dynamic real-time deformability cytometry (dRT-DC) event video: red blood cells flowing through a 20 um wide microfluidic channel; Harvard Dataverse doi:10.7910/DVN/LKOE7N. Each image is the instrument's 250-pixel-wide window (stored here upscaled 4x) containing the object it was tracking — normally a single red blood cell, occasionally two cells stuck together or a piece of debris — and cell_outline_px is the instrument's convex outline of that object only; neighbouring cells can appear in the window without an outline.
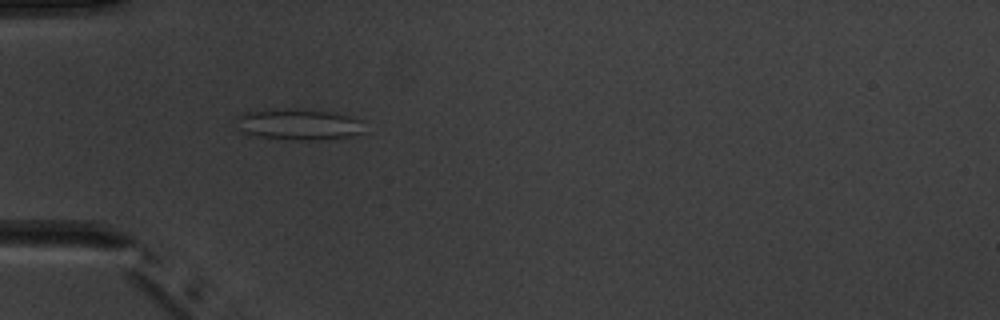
{"species": "common noctule bat (a hibernating species)", "species_latin": "Nyctalus noctula", "temperature_condition": "warm", "stored_images_in_passage": 7, "camera_frame_rate_fps": 3000, "um_per_image_px": 0.085, "animal": {"sex": "male", "body_mass_g": 20.1, "forearm_length_mm": 53.5}, "frame": {"image": 1, "passage_image": 3, "time_ms": 2.333, "image_size_px": [1000, 320], "cell_outline_px": [[364, 120], [360, 132], [348, 136], [312, 140], [300, 140], [256, 136], [244, 132], [240, 128], [236, 116], [244, 112], [328, 112], [348, 116]], "centroid_in_image_um": [25.41, 10.63], "position_along_channel_um": 59.6, "area_um2": 21.39}}
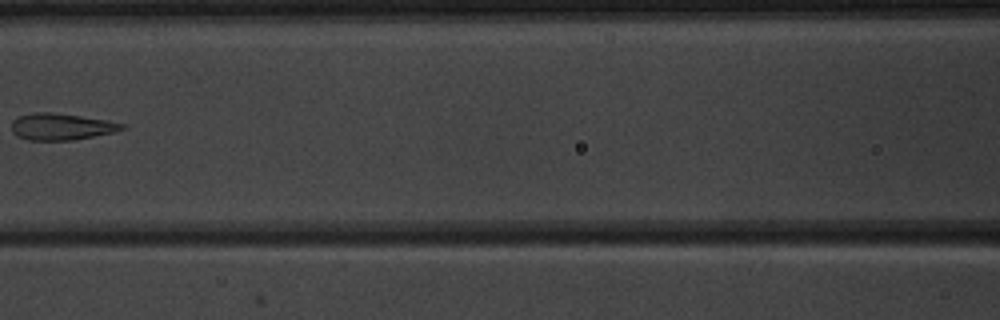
{"frame": {"image": 2, "passage_image": 5, "time_ms": 5.0, "image_size_px": [1000, 320], "cell_outline_px": [[128, 128], [116, 132], [76, 140], [28, 140], [16, 136], [12, 132], [12, 120], [20, 116], [32, 112], [52, 112], [108, 120], [124, 124]], "centroid_in_image_um": [5.24, 10.77], "position_along_channel_um": 161.4, "area_um2": 17.4}}
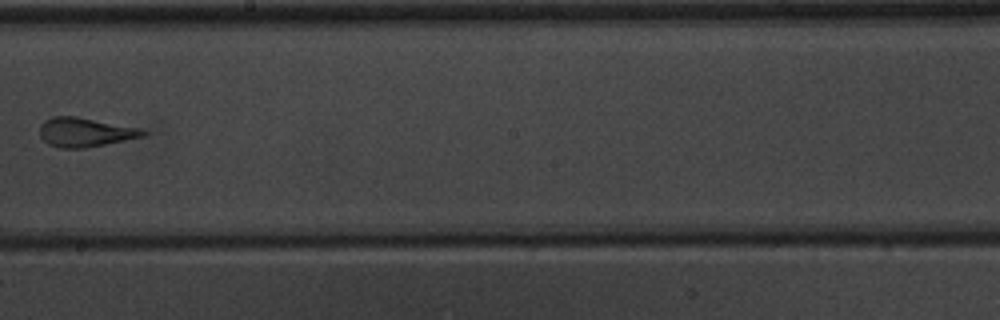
{"frame": {"image": 3, "passage_image": 7, "time_ms": 7.0, "image_size_px": [1000, 320], "cell_outline_px": [[148, 132], [144, 136], [84, 148], [60, 148], [48, 144], [40, 136], [40, 124], [44, 120], [52, 116], [76, 116], [140, 128]], "centroid_in_image_um": [7.2, 11.23], "position_along_channel_um": 241.0, "area_um2": 17.46}}